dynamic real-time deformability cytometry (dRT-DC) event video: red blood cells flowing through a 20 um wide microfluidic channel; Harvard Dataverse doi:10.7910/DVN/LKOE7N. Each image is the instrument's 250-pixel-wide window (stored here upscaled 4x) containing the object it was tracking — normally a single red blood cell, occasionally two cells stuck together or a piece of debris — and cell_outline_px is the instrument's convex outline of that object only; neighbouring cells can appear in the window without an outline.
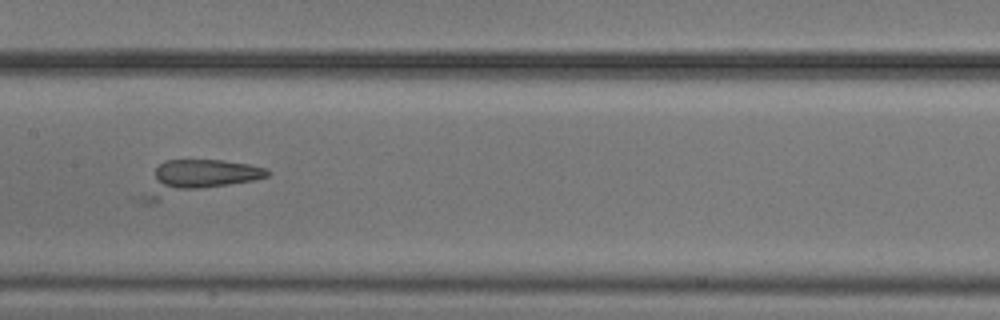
{"species": "common noctule bat (a hibernating species)", "species_latin": "Nyctalus noctula", "temperature_condition": "cold", "stored_images_in_passage": 10, "camera_frame_rate_fps": 3000, "um_per_image_px": 0.085, "animal": {"sex": "male", "body_mass_g": 20.5, "forearm_length_mm": 52.5}, "frame": {"image": 1, "passage_image": 8, "time_ms": 2.333, "image_size_px": [1000, 320], "cell_outline_px": [[272, 172], [268, 176], [256, 180], [156, 204], [140, 204], [140, 200], [156, 168], [164, 160], [224, 160], [248, 164], [268, 168]], "centroid_in_image_um": [16.76, 15.17], "position_along_channel_um": 190.6, "area_um2": 25.66}}
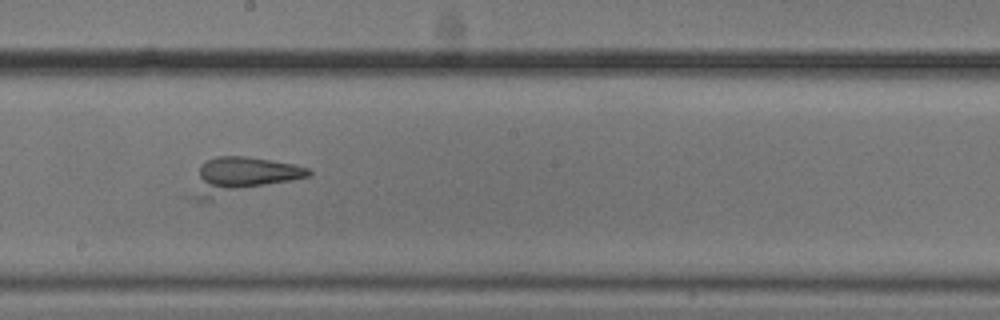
{"frame": {"image": 2, "passage_image": 9, "time_ms": 2.667, "image_size_px": [1000, 320], "cell_outline_px": [[312, 172], [308, 176], [212, 200], [192, 200], [200, 164], [216, 156], [244, 156], [296, 164], [308, 168]], "centroid_in_image_um": [20.57, 14.94], "position_along_channel_um": 227.6, "area_um2": 24.33}}
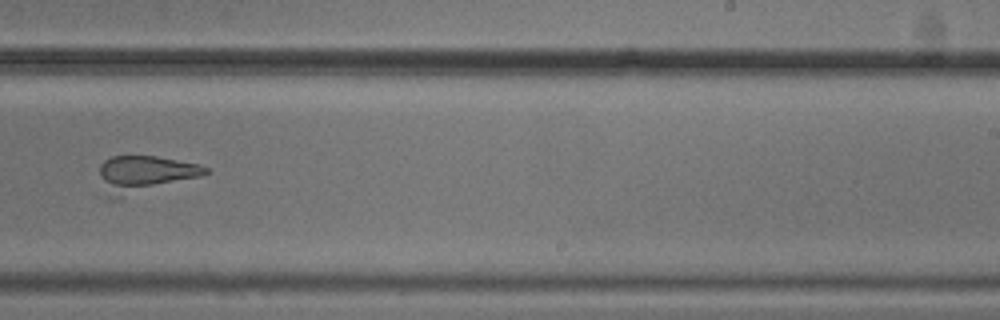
{"frame": {"image": 3, "passage_image": 10, "time_ms": 3.0, "image_size_px": [1000, 320], "cell_outline_px": [[208, 172], [200, 176], [120, 200], [104, 200], [100, 176], [100, 164], [104, 160], [112, 156], [156, 156], [200, 164], [208, 168]], "centroid_in_image_um": [12.2, 14.86], "position_along_channel_um": 276.8, "area_um2": 23.41}}